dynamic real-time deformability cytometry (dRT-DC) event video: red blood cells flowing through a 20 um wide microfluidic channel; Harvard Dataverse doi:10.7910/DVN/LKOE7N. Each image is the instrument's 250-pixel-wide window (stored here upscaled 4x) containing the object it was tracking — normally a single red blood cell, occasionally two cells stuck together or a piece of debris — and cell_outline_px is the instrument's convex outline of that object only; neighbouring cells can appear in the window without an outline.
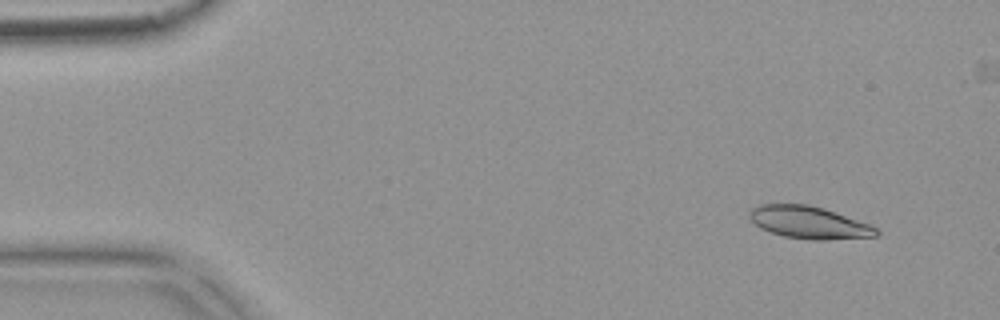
{"species": "common noctule bat (a hibernating species)", "species_latin": "Nyctalus noctula", "temperature_condition": "warm", "stored_images_in_passage": 6, "camera_frame_rate_fps": 3000, "um_per_image_px": 0.085, "animal": {"sex": "female", "body_mass_g": 18.4}, "frame": {"image": 1, "passage_image": 2, "time_ms": 0.333, "image_size_px": [1000, 320], "cell_outline_px": [[880, 236], [828, 240], [812, 240], [784, 236], [760, 228], [748, 216], [748, 212], [752, 208], [760, 204], [808, 204], [824, 208], [872, 224], [880, 232]], "centroid_in_image_um": [68.82, 18.91], "position_along_channel_um": 16.2, "area_um2": 24.16}}